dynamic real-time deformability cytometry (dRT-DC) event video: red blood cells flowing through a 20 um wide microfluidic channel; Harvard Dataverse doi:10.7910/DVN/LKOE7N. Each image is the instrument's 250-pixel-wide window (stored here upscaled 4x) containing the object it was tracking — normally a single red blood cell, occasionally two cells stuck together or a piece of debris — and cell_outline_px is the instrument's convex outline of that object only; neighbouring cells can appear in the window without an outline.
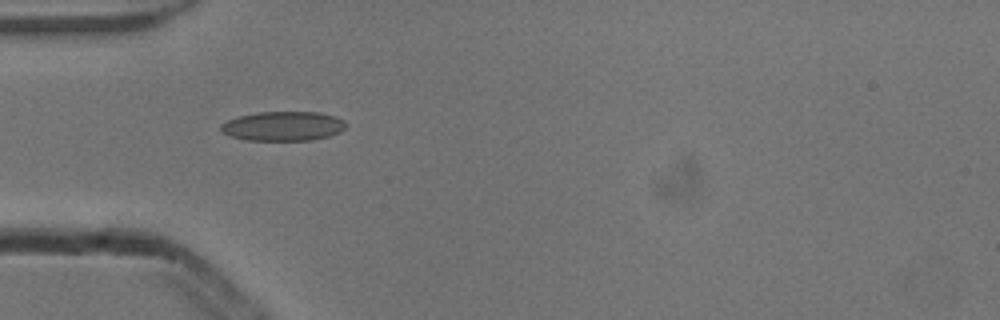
{"species": "common noctule bat (a hibernating species)", "species_latin": "Nyctalus noctula", "temperature_condition": "cold", "stored_images_in_passage": 4, "camera_frame_rate_fps": 3000, "um_per_image_px": 0.085, "animal": {"sex": "male", "body_mass_g": 13.3}, "frame": {"image": 1, "passage_image": 4, "time_ms": 1.0, "image_size_px": [1000, 320], "cell_outline_px": [[348, 124], [340, 132], [328, 136], [312, 140], [248, 140], [228, 136], [220, 132], [220, 124], [228, 120], [240, 116], [260, 112], [320, 112], [336, 116], [344, 120]], "centroid_in_image_um": [24.07, 10.72], "position_along_channel_um": 60.9, "area_um2": 21.56}}